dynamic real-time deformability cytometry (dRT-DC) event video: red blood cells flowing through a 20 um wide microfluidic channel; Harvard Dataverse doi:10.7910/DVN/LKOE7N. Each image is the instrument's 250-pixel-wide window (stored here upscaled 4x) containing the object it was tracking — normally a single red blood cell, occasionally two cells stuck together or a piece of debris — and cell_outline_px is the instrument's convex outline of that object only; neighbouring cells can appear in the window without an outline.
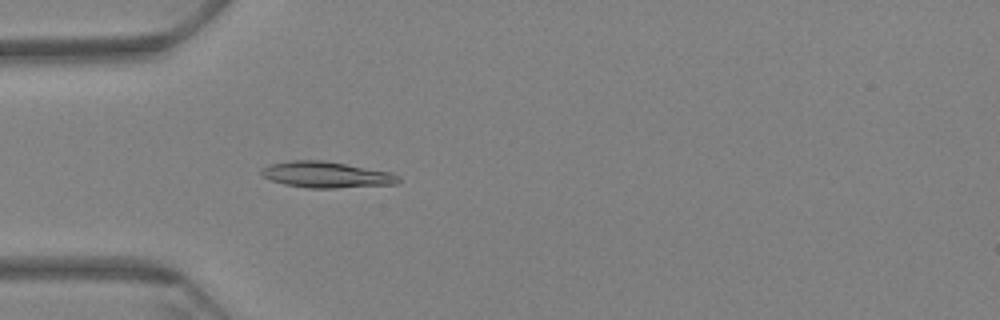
{"species": "Egyptian fruit bat (a non-hibernating species)", "species_latin": "Rousettus aegyptiacus", "temperature_condition": "warm", "stored_images_in_passage": 64, "camera_frame_rate_fps": 3000, "um_per_image_px": 0.085, "animal": {"sex": "female"}, "frame": {"image": 1, "passage_image": 20, "time_ms": 6.333, "image_size_px": [1000, 320], "cell_outline_px": [[400, 180], [396, 184], [336, 188], [308, 188], [284, 184], [272, 180], [264, 176], [260, 172], [260, 168], [268, 164], [292, 160], [324, 160], [392, 172], [400, 176]], "centroid_in_image_um": [27.74, 14.84], "position_along_channel_um": 57.3, "area_um2": 20.98}}
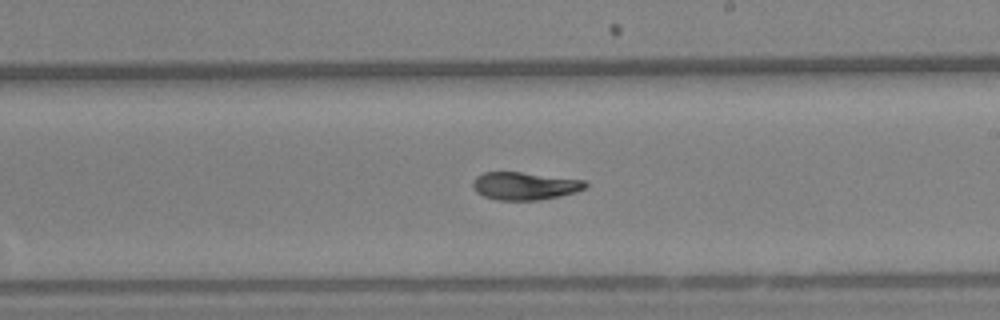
{"frame": {"image": 2, "passage_image": 38, "time_ms": 12.333, "image_size_px": [1000, 320], "cell_outline_px": [[588, 188], [576, 192], [560, 196], [540, 200], [496, 200], [484, 196], [476, 192], [472, 184], [476, 176], [484, 172], [520, 172], [584, 180], [588, 184]], "centroid_in_image_um": [44.62, 15.81], "position_along_channel_um": 244.4, "area_um2": 18.26}}
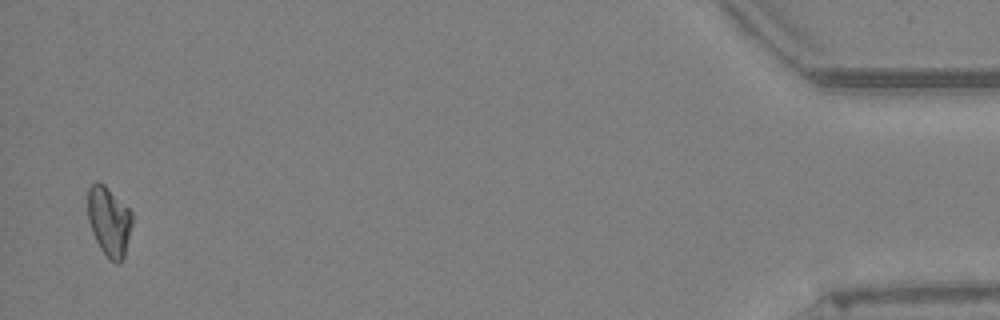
{"frame": {"image": 3, "passage_image": 63, "time_ms": 20.667, "image_size_px": [1000, 320], "cell_outline_px": [[132, 224], [124, 256], [120, 264], [116, 264], [100, 248], [92, 232], [88, 220], [88, 188], [92, 184], [104, 184], [132, 212]], "centroid_in_image_um": [9.27, 18.82], "position_along_channel_um": 425.9, "area_um2": 17.63}, "authors_computed_cell_mechanics": {"area_um2": 18.8428, "velocity_mm_per_s": 3.2112, "shape_relaxation_time_tau1_ms": 10.8065, "shape_relaxation_time_tau2_ms": 3.4517, "deformation_change_tau1": 0.2586, "deformation_change_tau2": 0.0617}}